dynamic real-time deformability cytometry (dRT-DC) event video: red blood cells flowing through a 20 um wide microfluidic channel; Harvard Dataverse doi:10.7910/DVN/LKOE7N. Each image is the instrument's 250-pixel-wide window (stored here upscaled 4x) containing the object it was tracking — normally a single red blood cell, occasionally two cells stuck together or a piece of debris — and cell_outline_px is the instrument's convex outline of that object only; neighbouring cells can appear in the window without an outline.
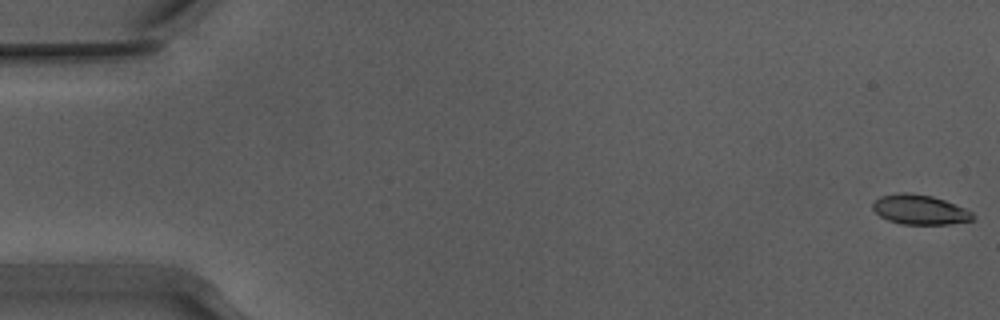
{"species": "Egyptian fruit bat (a non-hibernating species)", "species_latin": "Rousettus aegyptiacus", "temperature_condition": "warm", "stored_images_in_passage": 54, "camera_frame_rate_fps": 3000, "um_per_image_px": 0.085, "animal": {"sex": "male"}, "frame": {"image": 1, "passage_image": 1, "time_ms": 0.0, "image_size_px": [1000, 320], "cell_outline_px": [[976, 216], [972, 220], [948, 224], [900, 224], [888, 220], [880, 216], [872, 208], [872, 204], [880, 196], [900, 192], [904, 192], [932, 196], [944, 200], [964, 208], [972, 212]], "centroid_in_image_um": [78.17, 17.82], "position_along_channel_um": 6.8, "area_um2": 17.22}}
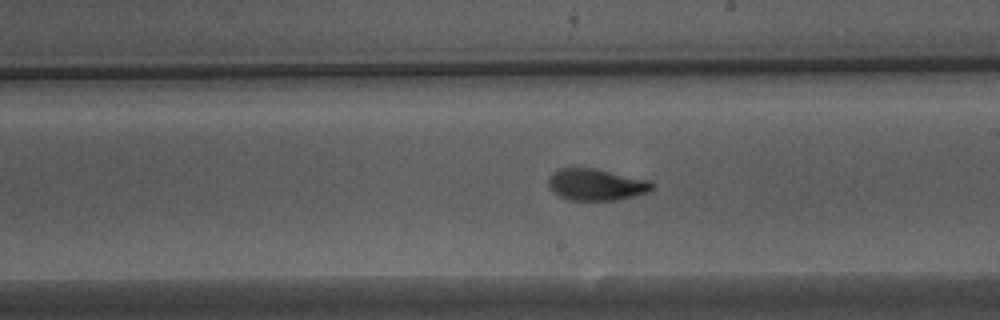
{"frame": {"image": 2, "passage_image": 31, "time_ms": 10.0, "image_size_px": [1000, 320], "cell_outline_px": [[656, 188], [648, 192], [616, 200], [568, 200], [560, 196], [548, 184], [548, 180], [560, 168], [596, 168], [648, 180], [656, 184]], "centroid_in_image_um": [50.75, 15.69], "position_along_channel_um": 238.3, "area_um2": 18.9}}
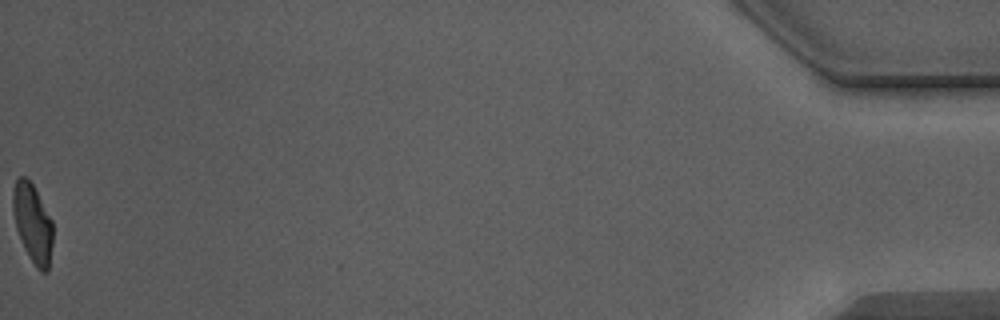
{"frame": {"image": 3, "passage_image": 54, "time_ms": 17.667, "image_size_px": [1000, 320], "cell_outline_px": [[52, 244], [48, 272], [40, 272], [36, 268], [28, 256], [24, 248], [16, 228], [12, 208], [12, 192], [16, 180], [20, 176], [24, 176], [32, 184], [52, 220]], "centroid_in_image_um": [2.76, 19.0], "position_along_channel_um": 432.4, "area_um2": 18.26}, "authors_computed_cell_mechanics": {"area_um2": 18.8428, "velocity_mm_per_s": 3.9059, "shape_relaxation_time_tau1_ms": 4.1822, "shape_relaxation_time_tau2_ms": 0.9938, "deformation_change_tau1": 0.1849, "deformation_change_tau2": 0.0686}}